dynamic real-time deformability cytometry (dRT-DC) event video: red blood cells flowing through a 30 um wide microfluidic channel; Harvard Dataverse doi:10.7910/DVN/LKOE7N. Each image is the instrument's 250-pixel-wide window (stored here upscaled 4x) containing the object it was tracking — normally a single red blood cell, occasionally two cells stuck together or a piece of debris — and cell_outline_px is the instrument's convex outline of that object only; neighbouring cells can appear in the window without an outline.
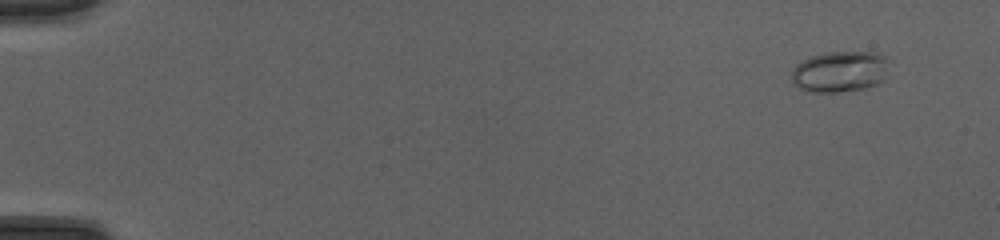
{"species": "common noctule bat (a hibernating species)", "species_latin": "Nyctalus noctula", "temperature_condition": "cold", "stored_images_in_passage": 50, "camera_frame_rate_fps": 3000, "um_per_image_px": 0.085, "animal": {"sex": "female", "body_mass_g": 20.0, "forearm_length_mm": 54.0}, "frame": {"image": 1, "passage_image": 4, "time_ms": 1.0, "image_size_px": [1000, 240], "cell_outline_px": [[892, 60], [884, 80], [876, 84], [864, 88], [836, 92], [808, 92], [792, 84], [792, 68], [800, 60], [808, 56], [824, 52], [876, 52]], "centroid_in_image_um": [71.4, 6.06], "position_along_channel_um": 13.6, "area_um2": 23.93}}
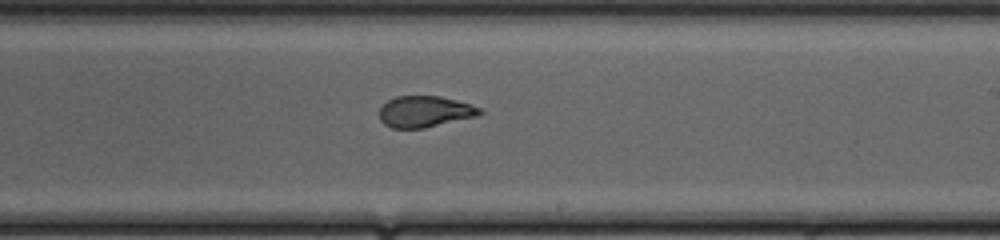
{"frame": {"image": 2, "passage_image": 32, "time_ms": 10.333, "image_size_px": [1000, 240], "cell_outline_px": [[484, 112], [480, 116], [424, 128], [392, 128], [384, 124], [380, 120], [380, 108], [388, 100], [396, 96], [440, 96], [456, 100], [480, 108]], "centroid_in_image_um": [36.13, 9.49], "position_along_channel_um": 252.9, "area_um2": 18.32}}
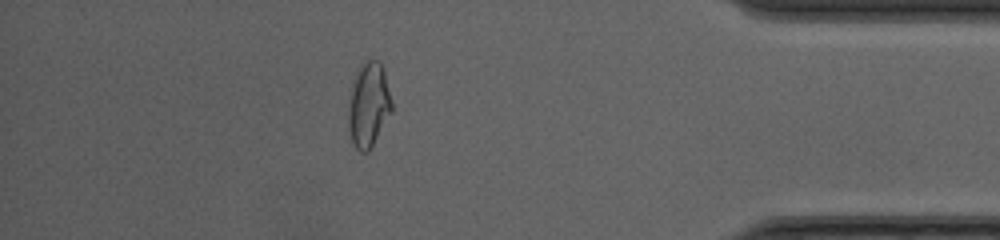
{"frame": {"image": 3, "passage_image": 45, "time_ms": 14.667, "image_size_px": [1000, 240], "cell_outline_px": [[392, 112], [368, 152], [360, 152], [356, 148], [352, 140], [348, 128], [348, 104], [352, 84], [356, 72], [360, 64], [368, 56], [380, 60], [384, 68], [392, 104]], "centroid_in_image_um": [31.33, 8.84], "position_along_channel_um": 403.9, "area_um2": 21.79}, "authors_computed_cell_mechanics": {"area_um2": 19.5942, "velocity_mm_per_s": 4.2338, "shape_relaxation_time_tau1_ms": 3.946, "shape_relaxation_time_tau2_ms": 1.0009, "deformation_change_tau1": 0.1936, "deformation_change_tau2": 0.0799}}